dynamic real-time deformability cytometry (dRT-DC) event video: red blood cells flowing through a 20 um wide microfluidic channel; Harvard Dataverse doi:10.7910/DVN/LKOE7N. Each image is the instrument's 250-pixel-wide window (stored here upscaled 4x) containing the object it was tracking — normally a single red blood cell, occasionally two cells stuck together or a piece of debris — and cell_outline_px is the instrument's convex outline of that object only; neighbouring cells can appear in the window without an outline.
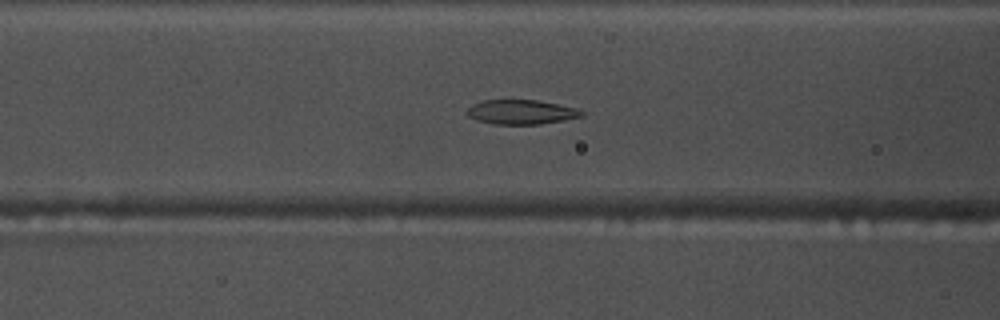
{"species": "common noctule bat (a hibernating species)", "species_latin": "Nyctalus noctula", "temperature_condition": "warm", "stored_images_in_passage": 44, "camera_frame_rate_fps": 3000, "um_per_image_px": 0.085, "animal": {"sex": "male", "body_mass_g": 17.5, "forearm_length_mm": 52.3}, "frame": {"image": 1, "passage_image": 11, "time_ms": 3.333, "image_size_px": [1000, 320], "cell_outline_px": [[584, 116], [564, 120], [540, 124], [492, 124], [476, 120], [468, 116], [464, 112], [472, 104], [484, 100], [536, 100], [576, 108], [584, 112]], "centroid_in_image_um": [44.26, 9.53], "position_along_channel_um": 122.3, "area_um2": 16.36}}
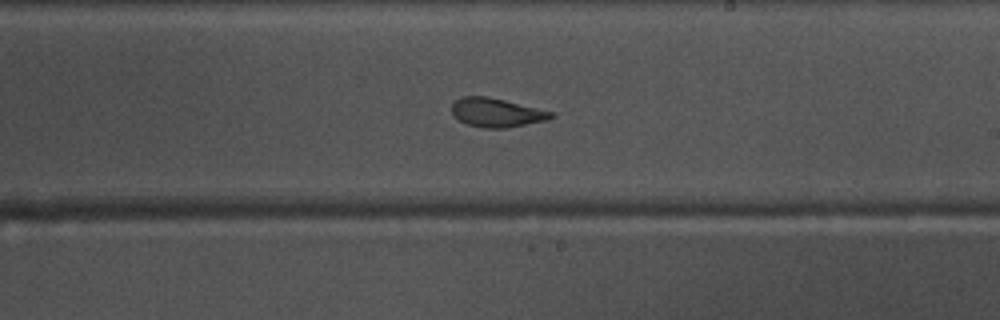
{"frame": {"image": 2, "passage_image": 21, "time_ms": 6.667, "image_size_px": [1000, 320], "cell_outline_px": [[556, 116], [548, 120], [504, 128], [484, 128], [468, 124], [460, 120], [452, 112], [452, 104], [460, 96], [488, 96], [556, 112]], "centroid_in_image_um": [42.26, 9.56], "position_along_channel_um": 246.7, "area_um2": 16.76}}
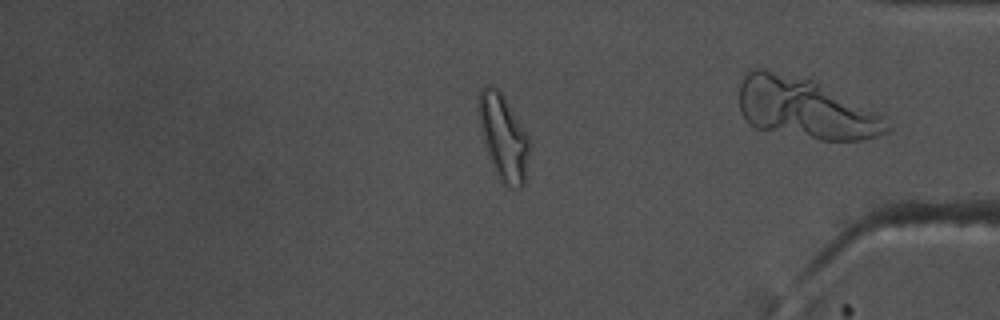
{"frame": {"image": 3, "passage_image": 35, "time_ms": 11.333, "image_size_px": [1000, 320], "cell_outline_px": [[528, 152], [524, 184], [520, 188], [512, 188], [504, 184], [500, 180], [488, 156], [484, 144], [480, 128], [480, 88], [488, 84], [492, 84], [504, 96], [528, 136]], "centroid_in_image_um": [42.78, 11.67], "position_along_channel_um": 392.4, "area_um2": 24.62}, "authors_computed_cell_mechanics": {"area_um2": 18.2359, "velocity_mm_per_s": 3.746, "shape_relaxation_time_tau1_ms": 7.7098, "shape_relaxation_time_tau2_ms": 1.8261, "deformation_change_tau1": 0.2157, "deformation_change_tau2": 0.094}}